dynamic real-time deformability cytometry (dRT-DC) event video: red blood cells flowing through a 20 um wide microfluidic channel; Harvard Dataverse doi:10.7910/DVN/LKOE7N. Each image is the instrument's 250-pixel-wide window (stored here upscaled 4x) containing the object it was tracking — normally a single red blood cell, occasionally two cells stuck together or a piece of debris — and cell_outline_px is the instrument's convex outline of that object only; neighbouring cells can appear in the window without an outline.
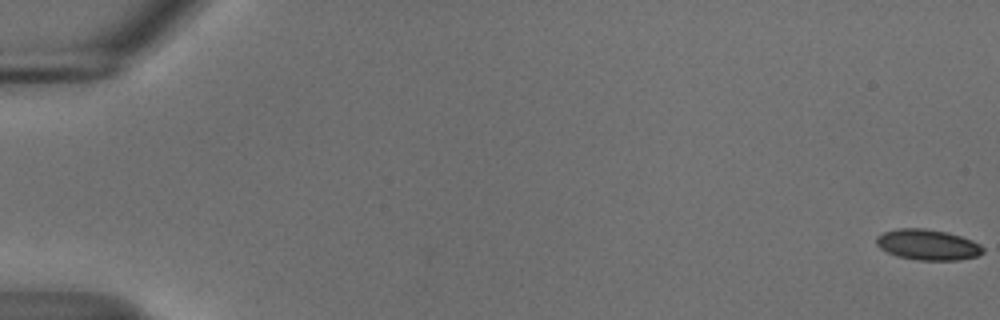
{"species": "common noctule bat (a hibernating species)", "species_latin": "Nyctalus noctula", "temperature_condition": "cold", "stored_images_in_passage": 57, "segment_of_instrument_passage": [1, 2], "camera_frame_rate_fps": 3000, "um_per_image_px": 0.085, "animal": {"sex": "male", "body_mass_g": 18.8}, "frame": {"image": 1, "passage_image": 1, "time_ms": 0.0, "image_size_px": [1000, 320], "cell_outline_px": [[984, 252], [976, 256], [960, 260], [916, 260], [896, 256], [880, 248], [876, 244], [876, 236], [884, 232], [900, 228], [924, 228], [948, 232], [972, 240], [980, 244], [984, 248]], "centroid_in_image_um": [78.86, 20.8], "position_along_channel_um": 6.1, "area_um2": 19.13}}
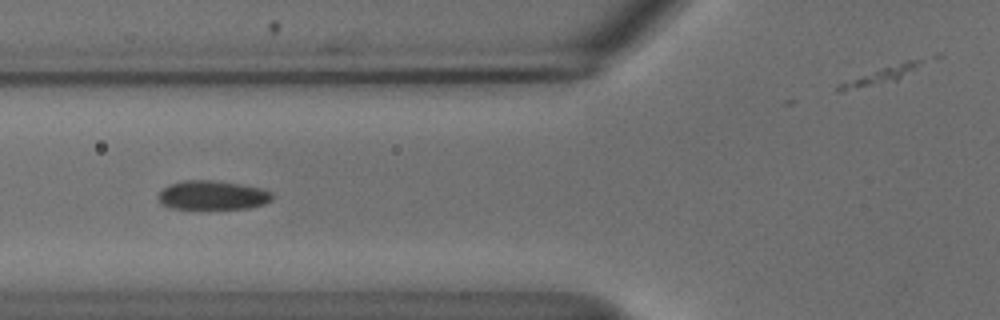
{"frame": {"image": 2, "passage_image": 23, "time_ms": 7.333, "image_size_px": [1000, 320], "cell_outline_px": [[272, 200], [264, 204], [248, 208], [172, 208], [160, 204], [156, 196], [168, 184], [184, 180], [212, 180], [240, 184], [260, 188], [272, 192]], "centroid_in_image_um": [18.03, 16.58], "position_along_channel_um": 107.8, "area_um2": 19.25}}
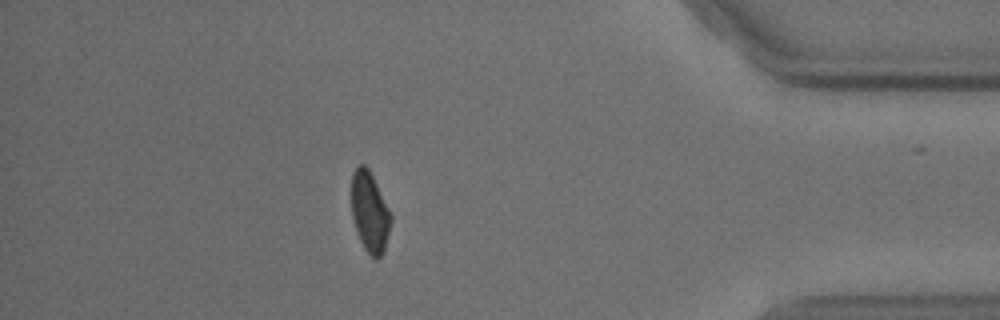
{"frame": {"image": 3, "passage_image": 50, "time_ms": 16.333, "image_size_px": [1000, 320], "cell_outline_px": [[392, 220], [384, 252], [376, 260], [364, 248], [360, 240], [352, 216], [352, 172], [360, 164], [364, 164], [368, 168], [392, 216]], "centroid_in_image_um": [31.44, 18.04], "position_along_channel_um": 403.8, "area_um2": 18.15}}